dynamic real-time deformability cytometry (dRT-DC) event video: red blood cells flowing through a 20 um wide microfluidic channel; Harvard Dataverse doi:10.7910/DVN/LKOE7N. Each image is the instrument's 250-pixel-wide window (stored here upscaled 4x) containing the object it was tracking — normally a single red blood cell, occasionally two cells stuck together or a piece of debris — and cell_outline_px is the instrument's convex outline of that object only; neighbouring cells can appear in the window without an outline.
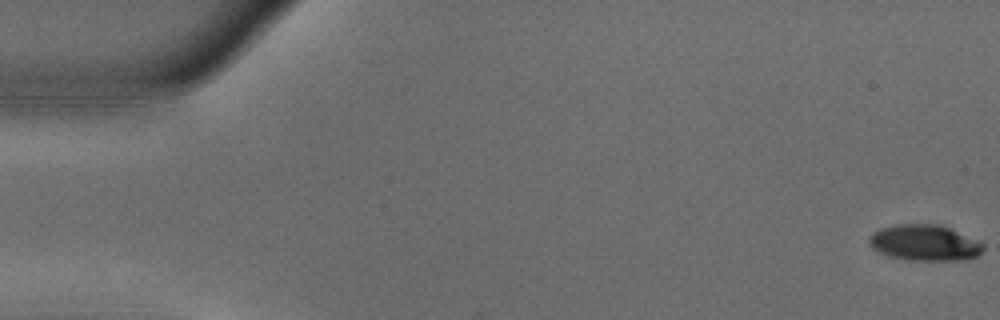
{"species": "common noctule bat (a hibernating species)", "species_latin": "Nyctalus noctula", "temperature_condition": "warm", "stored_images_in_passage": 53, "camera_frame_rate_fps": 3000, "um_per_image_px": 0.085, "animal": {"sex": "male", "body_mass_g": 18.8}, "frame": {"image": 1, "passage_image": 1, "time_ms": 0.0, "image_size_px": [1000, 320], "cell_outline_px": [[984, 248], [976, 256], [960, 260], [908, 260], [888, 256], [872, 248], [868, 244], [868, 240], [872, 232], [880, 228], [896, 224], [940, 224], [976, 240], [984, 244]], "centroid_in_image_um": [78.53, 20.63], "position_along_channel_um": 6.5, "area_um2": 23.81}}
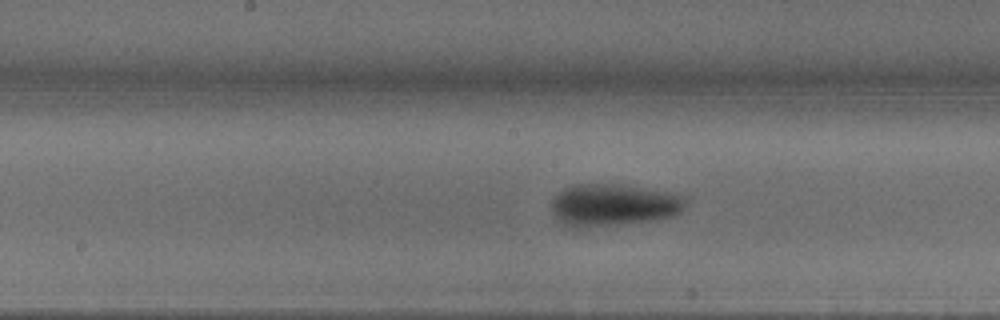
{"frame": {"image": 2, "passage_image": 28, "time_ms": 9.0, "image_size_px": [1000, 320], "cell_outline_px": [[688, 200], [684, 208], [680, 212], [672, 216], [656, 220], [588, 228], [576, 228], [564, 224], [556, 220], [552, 212], [552, 200], [556, 192], [564, 188], [576, 184], [620, 184], [668, 192], [684, 196]], "centroid_in_image_um": [52.11, 17.43], "position_along_channel_um": 196.1, "area_um2": 33.41}}
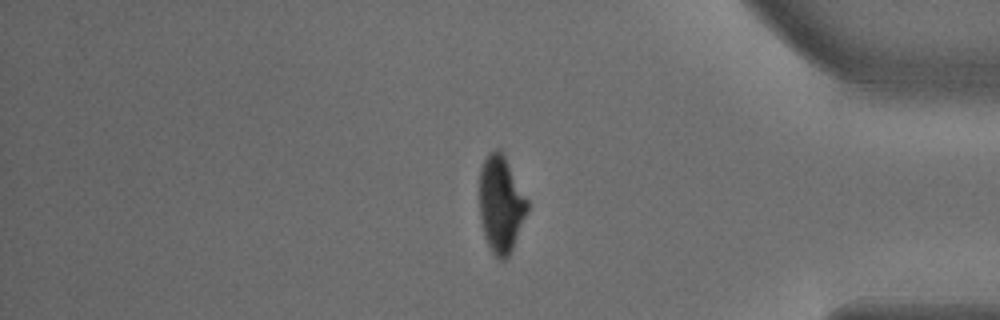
{"frame": {"image": 3, "passage_image": 46, "time_ms": 15.0, "image_size_px": [1000, 320], "cell_outline_px": [[528, 212], [512, 248], [508, 256], [504, 260], [500, 260], [492, 252], [484, 236], [480, 220], [480, 168], [488, 152], [496, 148], [500, 148], [528, 200]], "centroid_in_image_um": [42.57, 17.34], "position_along_channel_um": 392.6, "area_um2": 26.93}}